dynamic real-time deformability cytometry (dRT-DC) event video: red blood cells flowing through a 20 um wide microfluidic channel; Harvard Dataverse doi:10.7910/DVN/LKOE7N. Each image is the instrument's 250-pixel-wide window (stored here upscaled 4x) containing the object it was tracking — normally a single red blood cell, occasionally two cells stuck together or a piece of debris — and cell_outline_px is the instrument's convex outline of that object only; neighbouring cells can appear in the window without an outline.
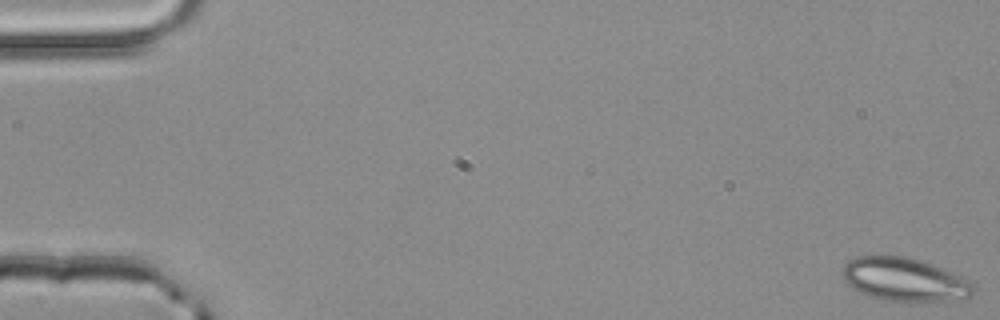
{"species": "common noctule bat (a hibernating species)", "species_latin": "Nyctalus noctula", "temperature_condition": "room temperature", "stored_images_in_passage": 53, "camera_frame_rate_fps": 3000, "um_per_image_px": 0.085, "animal": {"sex": "male", "body_mass_g": 20.4}, "frame": {"image": 1, "passage_image": 1, "time_ms": 0.0, "image_size_px": [1000, 320], "cell_outline_px": [[976, 292], [972, 296], [928, 304], [916, 304], [884, 300], [860, 292], [852, 288], [844, 280], [840, 272], [844, 264], [848, 260], [856, 256], [900, 256], [916, 260], [944, 268], [976, 284]], "centroid_in_image_um": [76.91, 23.81], "position_along_channel_um": 8.1, "area_um2": 33.87}}
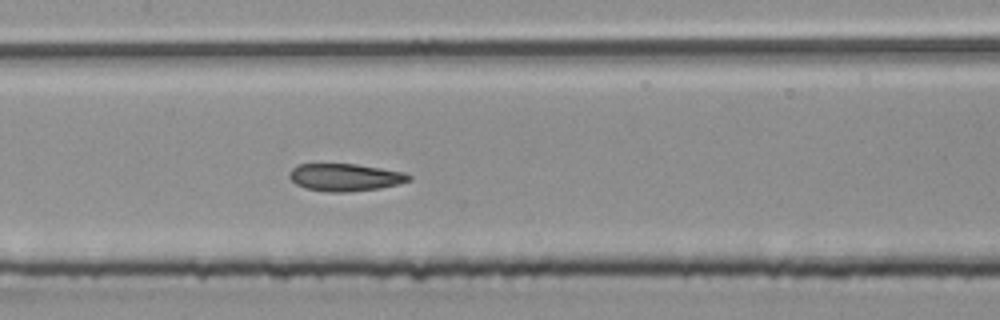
{"frame": {"image": 2, "passage_image": 26, "time_ms": 8.333, "image_size_px": [1000, 320], "cell_outline_px": [[412, 180], [400, 184], [380, 188], [348, 192], [328, 192], [304, 188], [296, 184], [288, 176], [288, 172], [292, 168], [300, 164], [356, 164], [404, 172], [412, 176]], "centroid_in_image_um": [29.34, 15.08], "position_along_channel_um": 178.1, "area_um2": 19.25}}
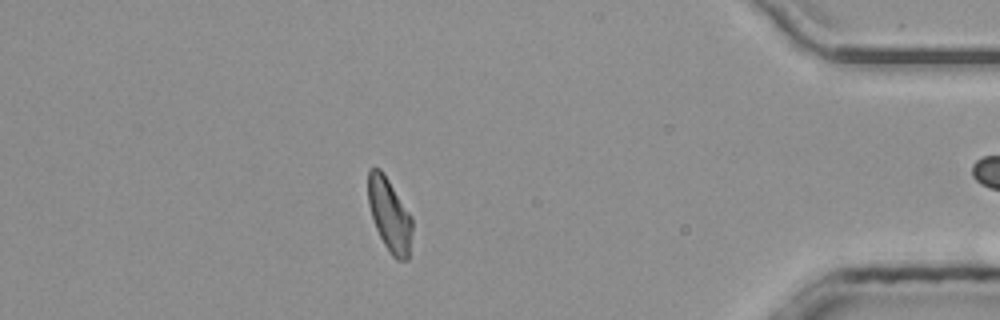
{"frame": {"image": 3, "passage_image": 46, "time_ms": 15.0, "image_size_px": [1000, 320], "cell_outline_px": [[412, 228], [408, 260], [396, 260], [392, 256], [384, 244], [376, 228], [368, 204], [368, 168], [380, 168], [384, 172], [412, 216]], "centroid_in_image_um": [33.11, 18.24], "position_along_channel_um": 402.1, "area_um2": 18.9}, "authors_computed_cell_mechanics": {"area_um2": 19.7098, "velocity_mm_per_s": 4.0274, "shape_relaxation_time_tau1_ms": null, "shape_relaxation_time_tau2_ms": 3.6937, "deformation_change_tau1": null, "deformation_change_tau2": 0.0868}}